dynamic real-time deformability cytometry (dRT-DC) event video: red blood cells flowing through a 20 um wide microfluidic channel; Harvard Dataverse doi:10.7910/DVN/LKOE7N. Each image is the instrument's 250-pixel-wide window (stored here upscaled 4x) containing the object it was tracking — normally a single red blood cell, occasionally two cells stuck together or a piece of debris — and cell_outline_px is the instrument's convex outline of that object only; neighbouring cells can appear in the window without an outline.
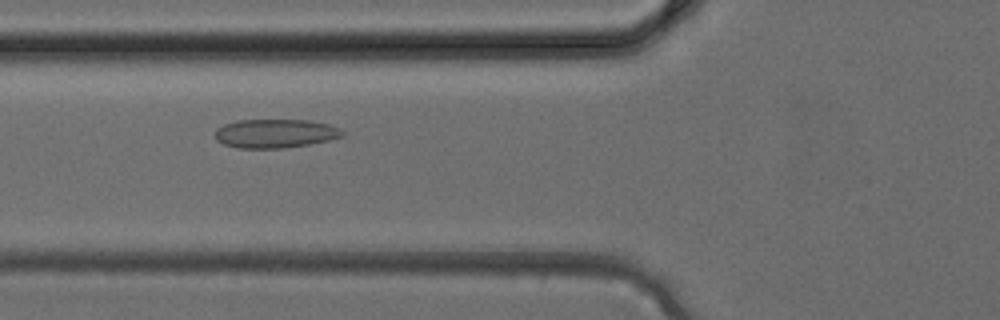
{"species": "common noctule bat (a hibernating species)", "species_latin": "Nyctalus noctula", "temperature_condition": "cold", "stored_images_in_passage": 37, "camera_frame_rate_fps": 3000, "um_per_image_px": 0.085, "animal": {"sex": "female", "body_mass_g": 24.6, "forearm_length_mm": 56.2}, "frame": {"image": 1, "passage_image": 13, "time_ms": 4.0, "image_size_px": [1000, 320], "cell_outline_px": [[344, 136], [328, 140], [308, 144], [284, 148], [240, 148], [224, 144], [216, 140], [216, 128], [224, 124], [236, 120], [308, 120], [328, 124], [340, 128], [344, 132]], "centroid_in_image_um": [23.39, 11.34], "position_along_channel_um": 102.4, "area_um2": 21.33}}
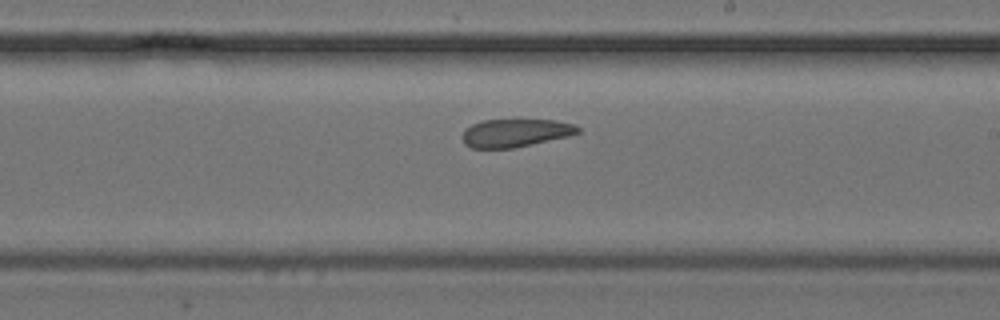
{"frame": {"image": 2, "passage_image": 21, "time_ms": 6.667, "image_size_px": [1000, 320], "cell_outline_px": [[580, 132], [568, 136], [532, 144], [512, 148], [472, 148], [464, 144], [460, 136], [464, 128], [472, 124], [484, 120], [556, 120], [576, 124], [580, 128]], "centroid_in_image_um": [43.78, 11.29], "position_along_channel_um": 245.2, "area_um2": 19.02}}
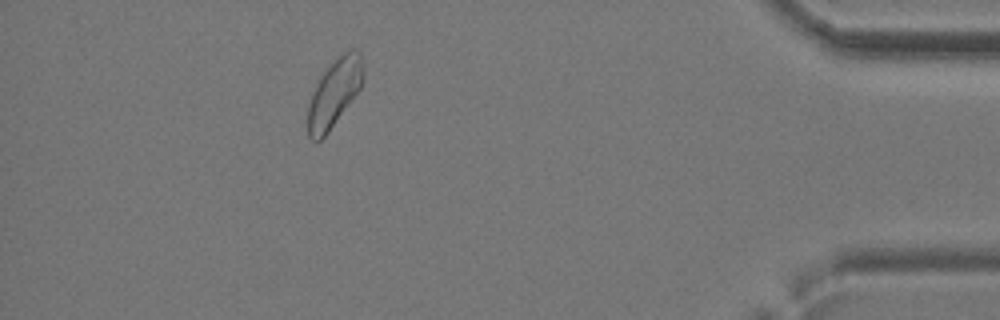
{"frame": {"image": 3, "passage_image": 33, "time_ms": 10.667, "image_size_px": [1000, 320], "cell_outline_px": [[364, 80], [360, 88], [328, 132], [320, 140], [312, 140], [308, 136], [308, 104], [312, 92], [320, 76], [344, 52], [352, 48], [360, 52], [364, 72]], "centroid_in_image_um": [28.42, 7.9], "position_along_channel_um": 406.8, "area_um2": 21.44}}